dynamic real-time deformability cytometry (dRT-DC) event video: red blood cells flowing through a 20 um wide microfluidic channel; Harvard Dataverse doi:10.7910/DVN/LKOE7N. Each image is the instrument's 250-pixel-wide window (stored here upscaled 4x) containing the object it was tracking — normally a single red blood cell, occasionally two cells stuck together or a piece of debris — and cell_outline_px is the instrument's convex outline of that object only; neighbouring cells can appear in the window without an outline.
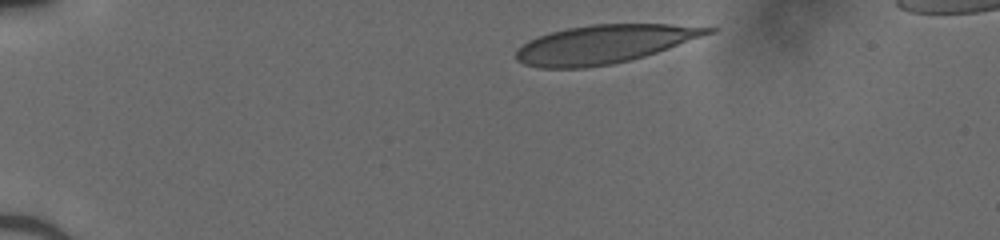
{"species": "human", "species_latin": "Homo sapiens", "temperature_condition": "cold", "stored_images_in_passage": 34, "camera_frame_rate_fps": 3000, "um_per_image_px": 0.085, "donor": {"sex": "male"}, "frame": {"image": 1, "passage_image": 1, "time_ms": 0.0, "image_size_px": [1000, 240], "cell_outline_px": [[720, 28], [716, 32], [644, 56], [612, 64], [584, 68], [540, 68], [524, 64], [516, 60], [516, 48], [528, 40], [536, 36], [568, 28], [592, 24], [668, 24]], "centroid_in_image_um": [51.33, 3.75], "position_along_channel_um": 33.7, "area_um2": 42.95}}
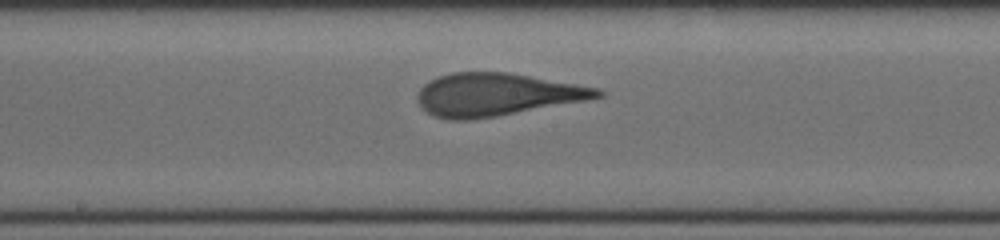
{"frame": {"image": 2, "passage_image": 19, "time_ms": 6.0, "image_size_px": [1000, 240], "cell_outline_px": [[604, 96], [584, 100], [496, 116], [472, 120], [448, 120], [432, 116], [420, 108], [416, 100], [416, 96], [420, 88], [424, 84], [440, 76], [452, 72], [508, 72], [600, 88], [604, 92]], "centroid_in_image_um": [42.14, 8.04], "position_along_channel_um": 206.1, "area_um2": 44.74}}
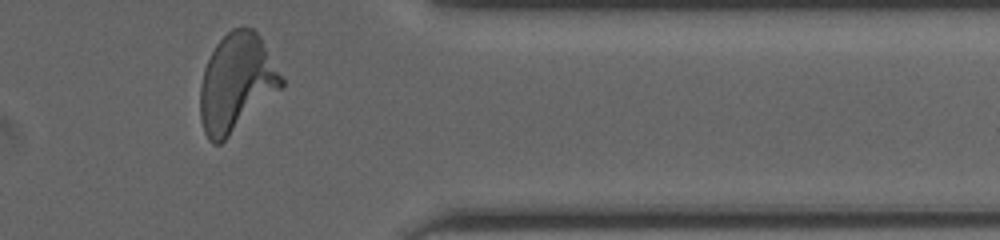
{"frame": {"image": 3, "passage_image": 33, "time_ms": 10.667, "image_size_px": [1000, 240], "cell_outline_px": [[284, 88], [220, 144], [212, 144], [208, 140], [204, 132], [200, 120], [200, 84], [204, 68], [216, 44], [232, 28], [252, 28], [260, 36], [284, 80]], "centroid_in_image_um": [20.1, 7.08], "position_along_channel_um": 391.3, "area_um2": 46.47}}